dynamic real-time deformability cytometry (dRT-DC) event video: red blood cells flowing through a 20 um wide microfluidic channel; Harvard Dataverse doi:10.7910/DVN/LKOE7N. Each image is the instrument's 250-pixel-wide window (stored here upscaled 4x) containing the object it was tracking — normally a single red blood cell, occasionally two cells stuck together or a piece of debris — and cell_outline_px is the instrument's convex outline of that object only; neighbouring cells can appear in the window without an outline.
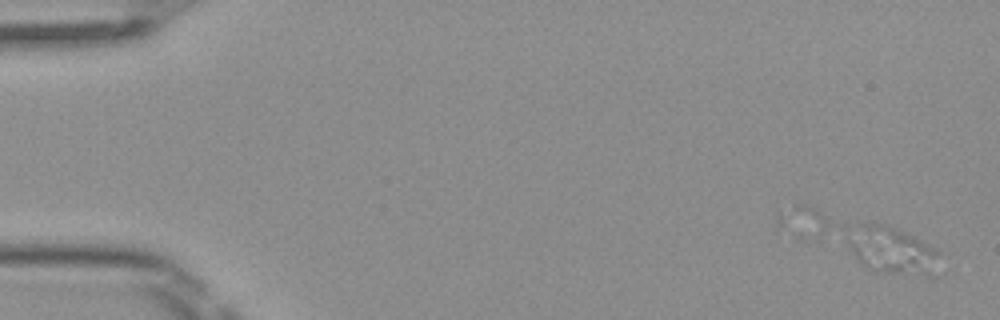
{"species": "Egyptian fruit bat (a non-hibernating species)", "species_latin": "Rousettus aegyptiacus", "temperature_condition": "room temperature", "stored_images_in_passage": 4, "camera_frame_rate_fps": 3000, "um_per_image_px": 0.085, "frame": {"image": 1, "passage_image": 1, "time_ms": 0.0, "image_size_px": [1000, 320], "cell_outline_px": [[940, 252], [932, 276], [928, 276], [880, 272], [864, 268], [860, 264], [848, 248], [844, 224], [872, 220], [888, 224], [936, 248]], "centroid_in_image_um": [75.64, 21.19], "position_along_channel_um": 9.4, "area_um2": 26.53}}